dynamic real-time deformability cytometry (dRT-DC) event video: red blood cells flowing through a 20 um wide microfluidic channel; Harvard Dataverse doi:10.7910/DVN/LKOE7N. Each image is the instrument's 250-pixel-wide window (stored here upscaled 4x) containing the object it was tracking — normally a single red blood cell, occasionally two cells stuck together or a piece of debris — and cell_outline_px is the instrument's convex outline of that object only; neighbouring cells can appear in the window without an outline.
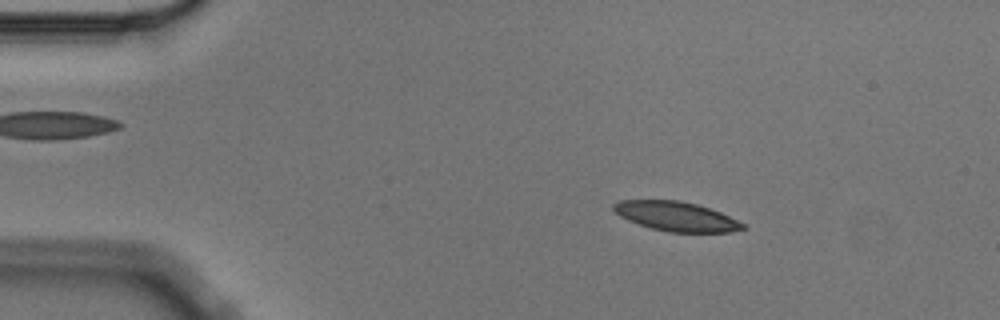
{"species": "Egyptian fruit bat (a non-hibernating species)", "species_latin": "Rousettus aegyptiacus", "temperature_condition": "cold", "stored_images_in_passage": 4, "camera_frame_rate_fps": 3000, "um_per_image_px": 0.085, "animal": {"sex": "male"}, "frame": {"image": 1, "passage_image": 2, "time_ms": 0.333, "image_size_px": [1000, 320], "cell_outline_px": [[748, 228], [732, 232], [668, 232], [652, 228], [628, 220], [620, 216], [612, 208], [612, 204], [616, 200], [680, 200], [696, 204], [720, 212], [744, 224]], "centroid_in_image_um": [57.46, 18.38], "position_along_channel_um": 27.5, "area_um2": 22.08}}